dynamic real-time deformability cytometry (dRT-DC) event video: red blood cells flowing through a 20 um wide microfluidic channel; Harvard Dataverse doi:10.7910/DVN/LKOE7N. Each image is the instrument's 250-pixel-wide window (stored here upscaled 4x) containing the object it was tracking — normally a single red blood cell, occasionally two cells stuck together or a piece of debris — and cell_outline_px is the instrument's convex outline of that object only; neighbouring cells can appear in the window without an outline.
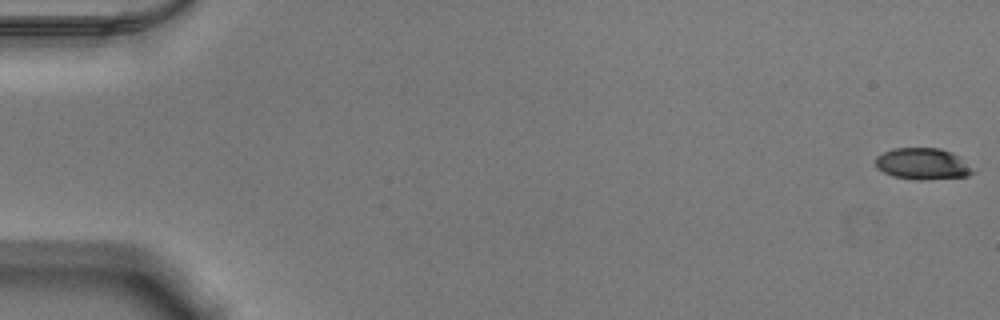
{"species": "Egyptian fruit bat (a non-hibernating species)", "species_latin": "Rousettus aegyptiacus", "temperature_condition": "warm", "stored_images_in_passage": 53, "camera_frame_rate_fps": 3000, "um_per_image_px": 0.085, "animal": {"sex": "male"}, "frame": {"image": 1, "passage_image": 1, "time_ms": 0.0, "image_size_px": [1000, 320], "cell_outline_px": [[976, 172], [968, 176], [924, 180], [920, 180], [892, 176], [876, 168], [876, 156], [892, 148], [940, 148], [952, 152], [960, 156]], "centroid_in_image_um": [78.44, 13.92], "position_along_channel_um": 6.6, "area_um2": 17.98}}
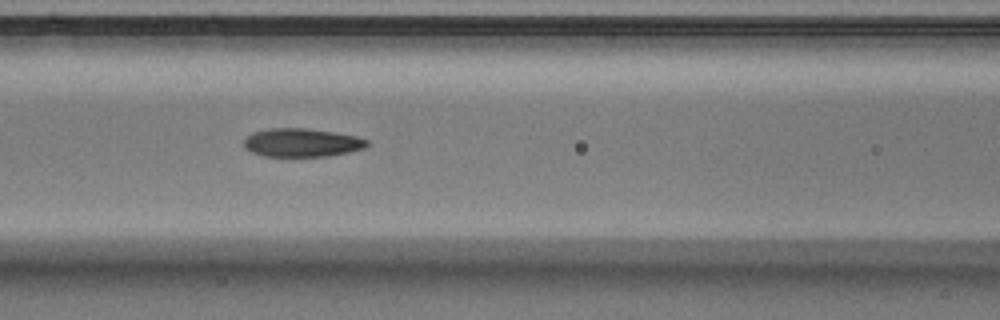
{"frame": {"image": 2, "passage_image": 24, "time_ms": 7.667, "image_size_px": [1000, 320], "cell_outline_px": [[368, 144], [364, 148], [348, 152], [328, 156], [264, 156], [252, 152], [244, 148], [244, 140], [252, 132], [268, 128], [308, 128], [356, 136], [368, 140]], "centroid_in_image_um": [25.63, 12.12], "position_along_channel_um": 141.0, "area_um2": 20.35}}
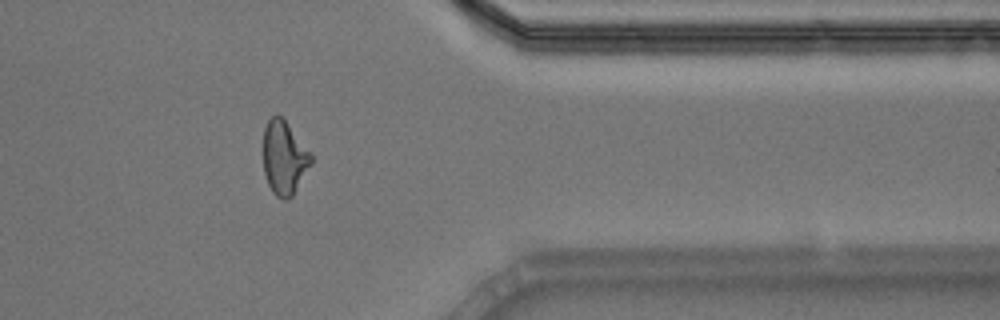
{"frame": {"image": 3, "passage_image": 44, "time_ms": 14.333, "image_size_px": [1000, 320], "cell_outline_px": [[312, 164], [292, 196], [288, 200], [284, 200], [276, 196], [272, 192], [268, 184], [264, 172], [264, 128], [268, 120], [276, 112], [284, 120], [312, 152]], "centroid_in_image_um": [24.17, 13.42], "position_along_channel_um": 387.2, "area_um2": 20.63}, "authors_computed_cell_mechanics": {"area_um2": 20.4612, "velocity_mm_per_s": 3.8867, "shape_relaxation_time_tau1_ms": 3.4739, "shape_relaxation_time_tau2_ms": 2.096, "deformation_change_tau1": 0.1852, "deformation_change_tau2": 0.1078}}